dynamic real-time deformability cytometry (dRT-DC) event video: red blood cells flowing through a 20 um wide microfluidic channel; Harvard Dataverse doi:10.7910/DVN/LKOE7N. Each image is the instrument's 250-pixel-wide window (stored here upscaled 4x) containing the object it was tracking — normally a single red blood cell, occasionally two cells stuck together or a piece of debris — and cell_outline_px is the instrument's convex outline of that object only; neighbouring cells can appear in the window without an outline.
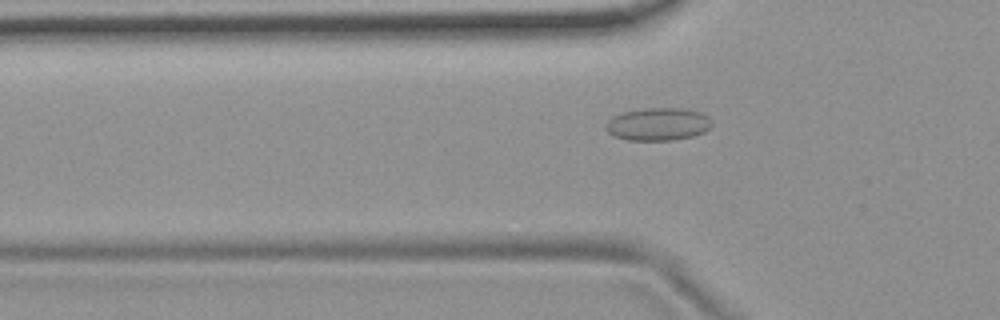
{"species": "common noctule bat (a hibernating species)", "species_latin": "Nyctalus noctula", "temperature_condition": "room temperature", "stored_images_in_passage": 55, "camera_frame_rate_fps": 3000, "um_per_image_px": 0.085, "animal": {"sex": "female", "body_mass_g": 19.9}, "frame": {"image": 1, "passage_image": 18, "time_ms": 5.667, "image_size_px": [1000, 320], "cell_outline_px": [[712, 124], [704, 132], [692, 136], [672, 140], [628, 140], [616, 136], [608, 132], [608, 120], [612, 116], [624, 112], [644, 108], [684, 108], [700, 112], [708, 116], [712, 120]], "centroid_in_image_um": [55.97, 10.54], "position_along_channel_um": 69.8, "area_um2": 20.06}}
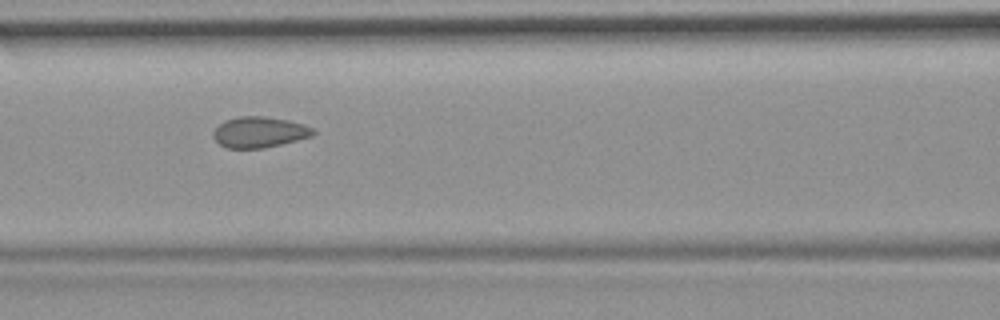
{"frame": {"image": 2, "passage_image": 24, "time_ms": 7.667, "image_size_px": [1000, 320], "cell_outline_px": [[316, 132], [312, 136], [264, 148], [228, 148], [220, 144], [212, 136], [212, 132], [224, 120], [240, 116], [264, 116], [288, 120], [304, 124], [312, 128]], "centroid_in_image_um": [22.04, 11.22], "position_along_channel_um": 144.6, "area_um2": 17.86}}
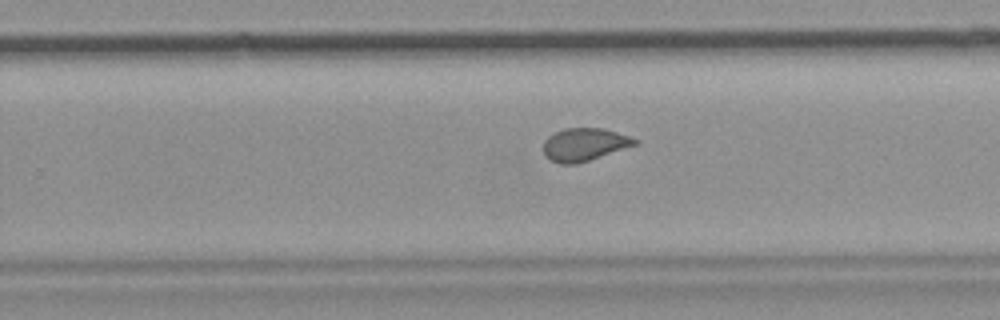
{"frame": {"image": 3, "passage_image": 35, "time_ms": 11.333, "image_size_px": [1000, 320], "cell_outline_px": [[640, 144], [576, 164], [560, 164], [544, 156], [544, 140], [548, 136], [564, 128], [604, 128], [640, 140]], "centroid_in_image_um": [49.7, 12.28], "position_along_channel_um": 280.1, "area_um2": 17.57}}